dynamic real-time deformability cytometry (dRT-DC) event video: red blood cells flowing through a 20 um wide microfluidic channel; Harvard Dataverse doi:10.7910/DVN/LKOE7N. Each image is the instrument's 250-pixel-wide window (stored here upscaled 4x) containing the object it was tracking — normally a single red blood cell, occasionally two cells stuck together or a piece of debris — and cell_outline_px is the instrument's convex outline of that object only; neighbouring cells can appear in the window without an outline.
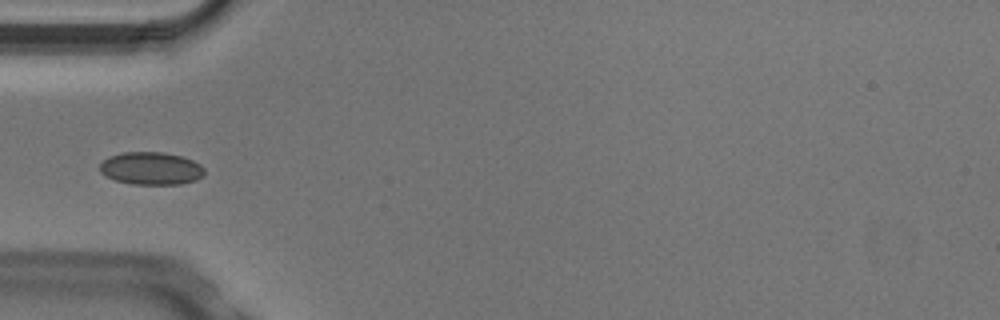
{"species": "Egyptian fruit bat (a non-hibernating species)", "species_latin": "Rousettus aegyptiacus", "temperature_condition": "cold", "stored_images_in_passage": 3, "camera_frame_rate_fps": 3000, "um_per_image_px": 0.085, "animal": {"sex": "male"}, "frame": {"image": 1, "passage_image": 3, "time_ms": 0.667, "image_size_px": [1000, 320], "cell_outline_px": [[204, 176], [196, 180], [180, 184], [132, 184], [116, 180], [100, 172], [100, 164], [104, 160], [112, 156], [124, 152], [164, 152], [184, 156], [200, 164], [204, 168]], "centroid_in_image_um": [12.89, 14.31], "position_along_channel_um": 72.1, "area_um2": 19.88}}